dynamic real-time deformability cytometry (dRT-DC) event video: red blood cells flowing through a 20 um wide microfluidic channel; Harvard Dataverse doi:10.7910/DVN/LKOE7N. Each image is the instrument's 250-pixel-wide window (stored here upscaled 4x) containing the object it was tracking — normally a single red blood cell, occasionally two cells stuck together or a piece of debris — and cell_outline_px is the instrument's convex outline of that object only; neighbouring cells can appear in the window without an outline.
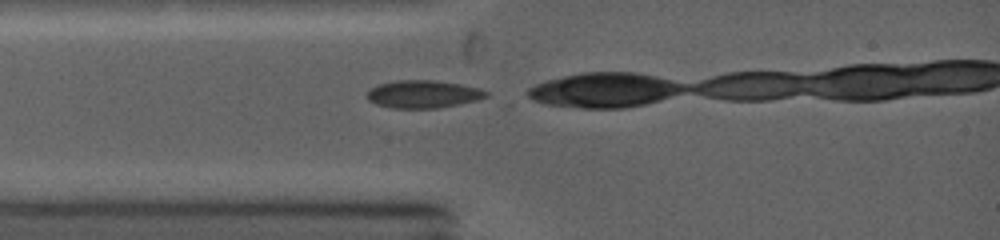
{"species": "common noctule bat (a hibernating species)", "species_latin": "Nyctalus noctula", "temperature_condition": "warm", "stored_images_in_passage": 6, "camera_frame_rate_fps": 5000, "um_per_image_px": 0.085, "animal": {"sex": "female", "body_mass_g": 19.0, "forearm_length_mm": 53.3}, "frame": {"image": 1, "passage_image": 1, "time_ms": 0.0, "image_size_px": [1000, 240], "cell_outline_px": [[488, 96], [476, 100], [436, 108], [388, 108], [376, 104], [368, 100], [368, 92], [372, 88], [380, 84], [400, 80], [432, 80], [456, 84], [476, 88], [488, 92]], "centroid_in_image_um": [35.92, 8.01], "position_along_channel_um": 49.1, "area_um2": 18.73}}